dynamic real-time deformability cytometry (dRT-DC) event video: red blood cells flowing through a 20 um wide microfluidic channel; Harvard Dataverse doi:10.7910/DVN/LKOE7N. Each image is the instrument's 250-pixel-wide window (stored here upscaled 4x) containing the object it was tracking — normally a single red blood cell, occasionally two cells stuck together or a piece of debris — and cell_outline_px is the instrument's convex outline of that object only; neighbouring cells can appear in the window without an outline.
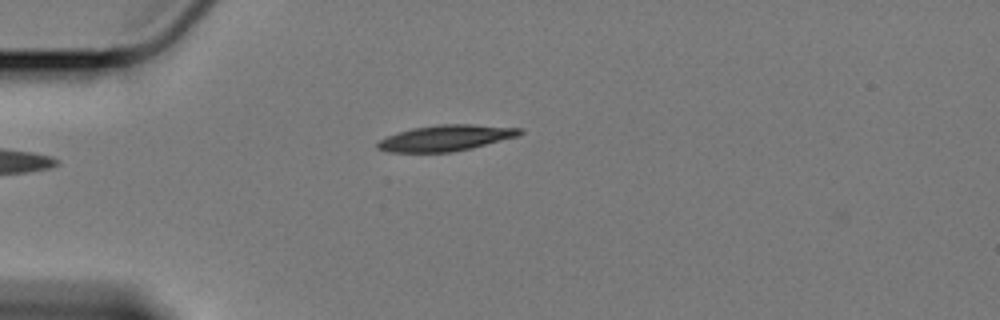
{"species": "Egyptian fruit bat (a non-hibernating species)", "species_latin": "Rousettus aegyptiacus", "temperature_condition": "cold", "stored_images_in_passage": 40, "camera_frame_rate_fps": 3000, "um_per_image_px": 0.085, "animal": {"sex": "female"}, "frame": {"image": 1, "passage_image": 1, "time_ms": 0.0, "image_size_px": [1000, 320], "cell_outline_px": [[524, 132], [516, 136], [472, 148], [452, 152], [388, 152], [376, 148], [376, 144], [380, 140], [396, 132], [412, 128], [436, 124], [472, 124], [524, 128]], "centroid_in_image_um": [37.88, 11.72], "position_along_channel_um": 47.1, "area_um2": 21.56}}
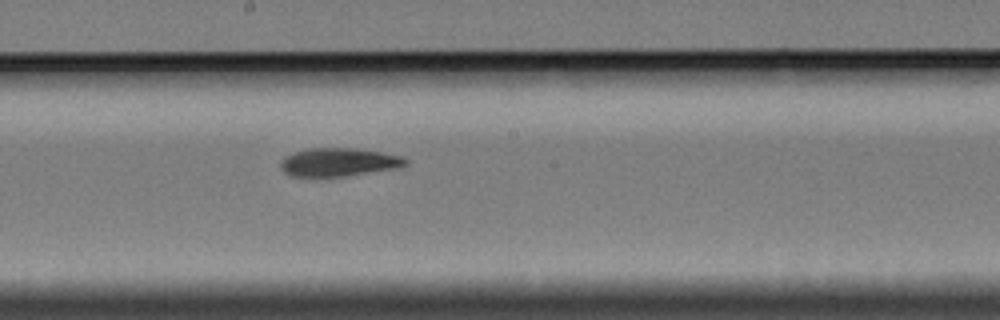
{"frame": {"image": 2, "passage_image": 18, "time_ms": 5.667, "image_size_px": [1000, 320], "cell_outline_px": [[408, 164], [400, 168], [348, 176], [288, 176], [280, 168], [280, 160], [284, 156], [308, 148], [356, 148], [404, 156], [408, 160]], "centroid_in_image_um": [28.82, 13.79], "position_along_channel_um": 219.4, "area_um2": 20.92}}
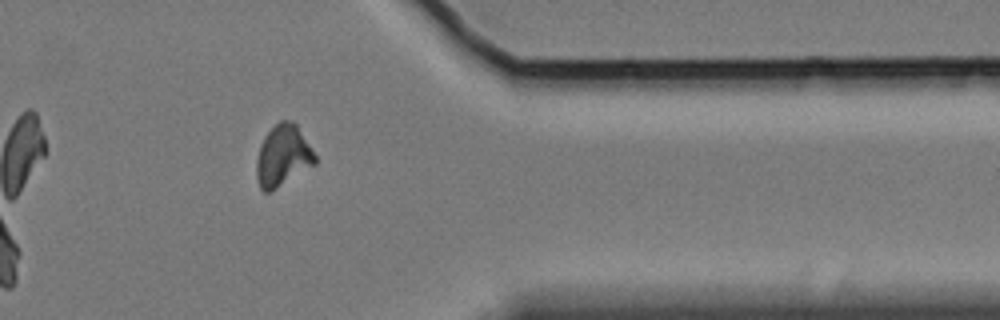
{"frame": {"image": 3, "passage_image": 34, "time_ms": 11.0, "image_size_px": [1000, 320], "cell_outline_px": [[316, 164], [272, 192], [264, 192], [260, 188], [256, 180], [256, 160], [260, 144], [264, 136], [280, 120], [292, 120], [296, 124], [316, 156]], "centroid_in_image_um": [24.02, 13.28], "position_along_channel_um": 387.4, "area_um2": 21.1}, "authors_computed_cell_mechanics": {"area_um2": 21.0103, "velocity_mm_per_s": 3.3683, "shape_relaxation_time_tau1_ms": null, "shape_relaxation_time_tau2_ms": 5.6823, "deformation_change_tau1": null, "deformation_change_tau2": 0.1147}}